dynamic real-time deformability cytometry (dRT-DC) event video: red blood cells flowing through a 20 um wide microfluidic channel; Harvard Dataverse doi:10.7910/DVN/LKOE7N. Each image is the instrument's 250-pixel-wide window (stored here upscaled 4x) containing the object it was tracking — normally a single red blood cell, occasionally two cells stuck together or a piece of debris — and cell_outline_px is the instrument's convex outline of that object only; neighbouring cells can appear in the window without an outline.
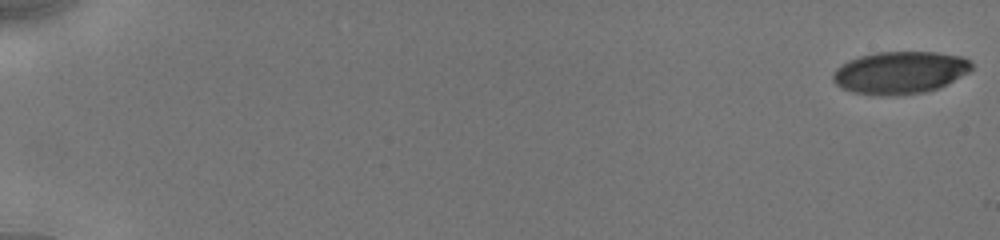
{"species": "human", "species_latin": "Homo sapiens", "temperature_condition": "cold", "stored_images_in_passage": 28, "camera_frame_rate_fps": 3000, "um_per_image_px": 0.085, "donor": {"sex": "male"}, "frame": {"image": 1, "passage_image": 1, "time_ms": 0.0, "image_size_px": [1000, 240], "cell_outline_px": [[972, 68], [968, 72], [948, 84], [940, 88], [924, 92], [892, 96], [880, 96], [852, 92], [840, 88], [832, 80], [832, 76], [836, 68], [848, 60], [860, 56], [876, 52], [936, 52], [964, 56], [972, 64]], "centroid_in_image_um": [76.49, 6.17], "position_along_channel_um": 8.5, "area_um2": 34.56}}
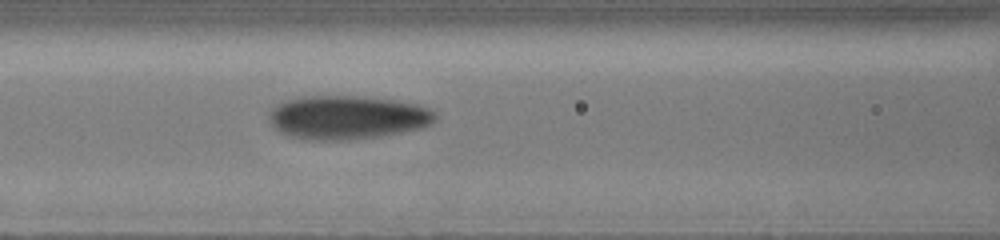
{"frame": {"image": 2, "passage_image": 16, "time_ms": 8.333, "image_size_px": [1000, 240], "cell_outline_px": [[436, 120], [432, 124], [420, 128], [380, 136], [348, 140], [308, 140], [288, 136], [280, 132], [272, 124], [268, 116], [272, 108], [276, 104], [296, 96], [356, 96], [392, 100], [420, 104], [436, 112]], "centroid_in_image_um": [29.51, 9.97], "position_along_channel_um": 137.1, "area_um2": 42.54}}
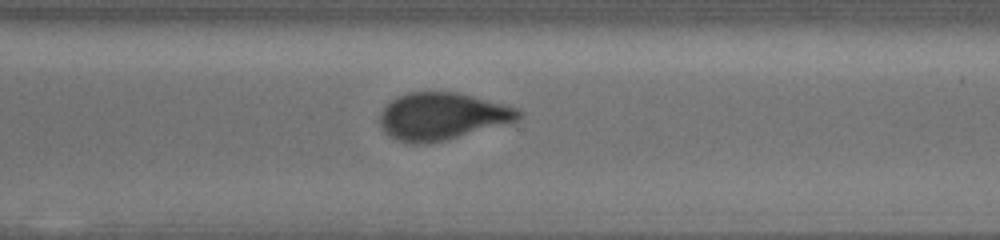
{"frame": {"image": 3, "passage_image": 28, "time_ms": 13.333, "image_size_px": [1000, 240], "cell_outline_px": [[520, 120], [444, 140], [420, 144], [412, 144], [388, 136], [384, 132], [380, 124], [380, 112], [396, 96], [408, 92], [456, 92], [472, 96], [516, 108], [520, 112]], "centroid_in_image_um": [37.53, 9.88], "position_along_channel_um": 333.1, "area_um2": 37.63}}